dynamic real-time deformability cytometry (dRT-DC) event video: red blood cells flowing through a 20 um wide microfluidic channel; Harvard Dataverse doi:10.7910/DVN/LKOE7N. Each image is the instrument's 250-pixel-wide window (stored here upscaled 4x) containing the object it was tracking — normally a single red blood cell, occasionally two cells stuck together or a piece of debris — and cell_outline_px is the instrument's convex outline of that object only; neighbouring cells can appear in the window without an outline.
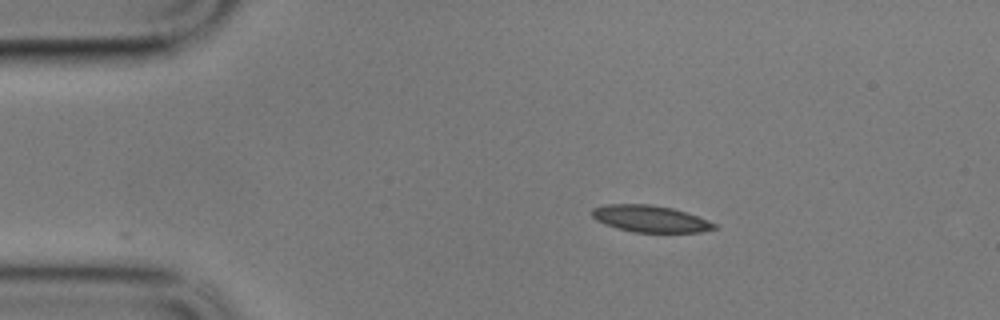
{"species": "common noctule bat (a hibernating species)", "species_latin": "Nyctalus noctula", "temperature_condition": "cold", "stored_images_in_passage": 14, "camera_frame_rate_fps": 3000, "um_per_image_px": 0.085, "animal": {"sex": "male", "body_mass_g": 17.9}, "frame": {"image": 1, "passage_image": 1, "time_ms": 0.0, "image_size_px": [1000, 320], "cell_outline_px": [[720, 228], [700, 232], [632, 232], [616, 228], [604, 224], [596, 220], [592, 216], [592, 208], [604, 204], [648, 204], [672, 208], [708, 220], [716, 224]], "centroid_in_image_um": [55.25, 18.6], "position_along_channel_um": 29.8, "area_um2": 19.07}}
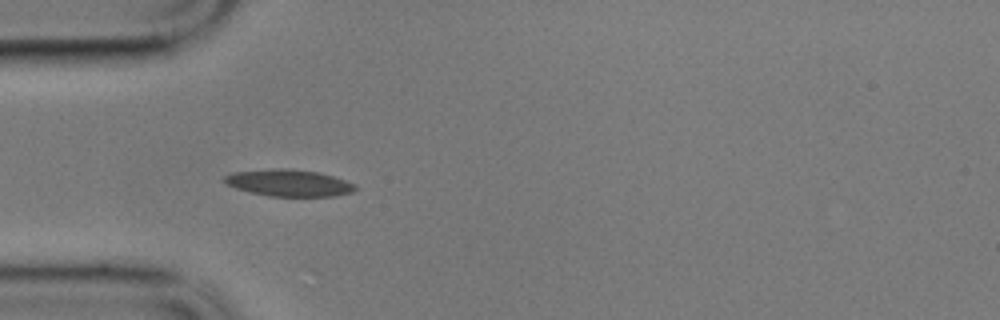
{"frame": {"image": 2, "passage_image": 8, "time_ms": 2.333, "image_size_px": [1000, 320], "cell_outline_px": [[356, 188], [352, 192], [332, 196], [268, 196], [236, 188], [228, 184], [224, 180], [224, 176], [232, 172], [272, 168], [292, 168], [316, 172], [332, 176], [356, 184]], "centroid_in_image_um": [24.54, 15.53], "position_along_channel_um": 60.5, "area_um2": 20.29}}
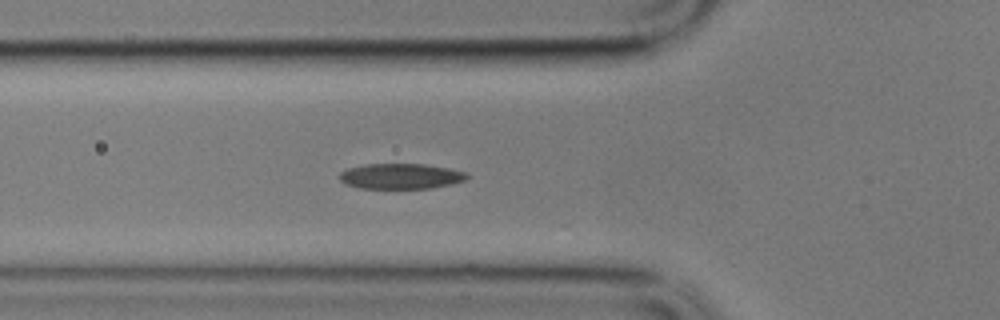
{"frame": {"image": 3, "passage_image": 11, "time_ms": 3.333, "image_size_px": [1000, 320], "cell_outline_px": [[468, 176], [464, 180], [452, 184], [432, 188], [360, 188], [344, 184], [340, 180], [340, 172], [348, 168], [364, 164], [424, 164], [448, 168], [464, 172]], "centroid_in_image_um": [34.03, 14.98], "position_along_channel_um": 91.8, "area_um2": 18.79}}